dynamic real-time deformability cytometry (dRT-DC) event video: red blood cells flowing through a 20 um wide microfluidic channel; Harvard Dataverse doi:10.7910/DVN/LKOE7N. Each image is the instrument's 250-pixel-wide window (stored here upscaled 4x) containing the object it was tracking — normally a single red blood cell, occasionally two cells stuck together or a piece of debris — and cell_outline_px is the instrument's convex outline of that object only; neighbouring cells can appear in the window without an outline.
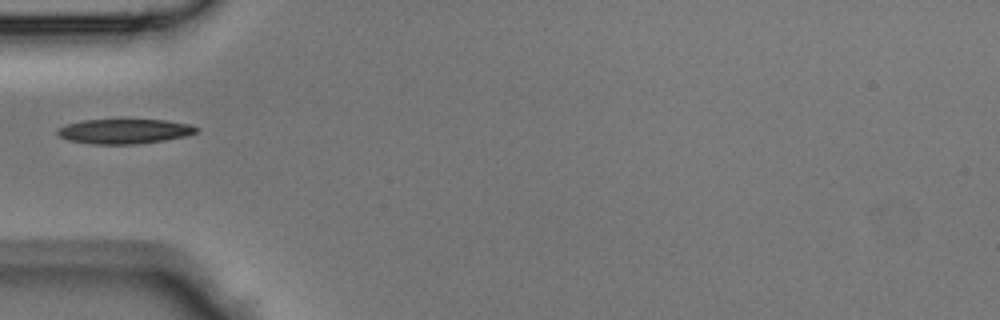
{"species": "Egyptian fruit bat (a non-hibernating species)", "species_latin": "Rousettus aegyptiacus", "temperature_condition": "room temperature", "stored_images_in_passage": 13, "camera_frame_rate_fps": 3000, "um_per_image_px": 0.085, "animal": {"sex": "male"}, "frame": {"image": 1, "passage_image": 1, "time_ms": 0.0, "image_size_px": [1000, 320], "cell_outline_px": [[200, 128], [196, 132], [184, 136], [164, 140], [136, 144], [92, 144], [68, 140], [60, 136], [56, 132], [60, 128], [68, 124], [84, 120], [120, 116], [168, 120], [192, 124]], "centroid_in_image_um": [10.61, 11.1], "position_along_channel_um": 74.4, "area_um2": 21.1}}
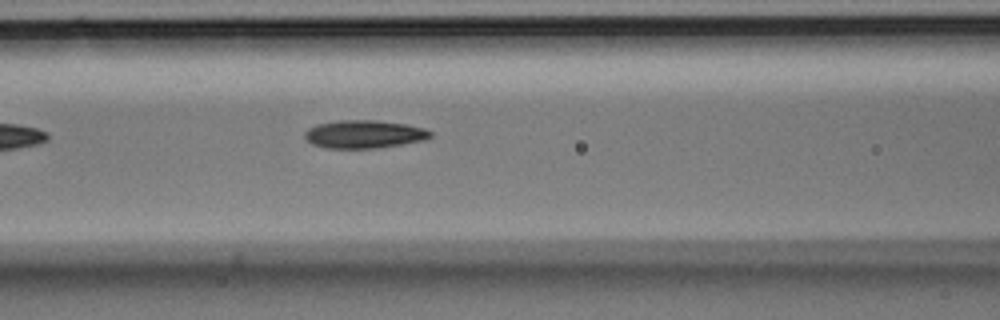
{"frame": {"image": 2, "passage_image": 5, "time_ms": 1.333, "image_size_px": [1000, 320], "cell_outline_px": [[432, 136], [424, 140], [376, 148], [328, 148], [312, 144], [304, 136], [304, 132], [308, 128], [316, 124], [340, 120], [376, 120], [404, 124], [424, 128], [432, 132]], "centroid_in_image_um": [30.93, 11.4], "position_along_channel_um": 135.7, "area_um2": 20.4}}
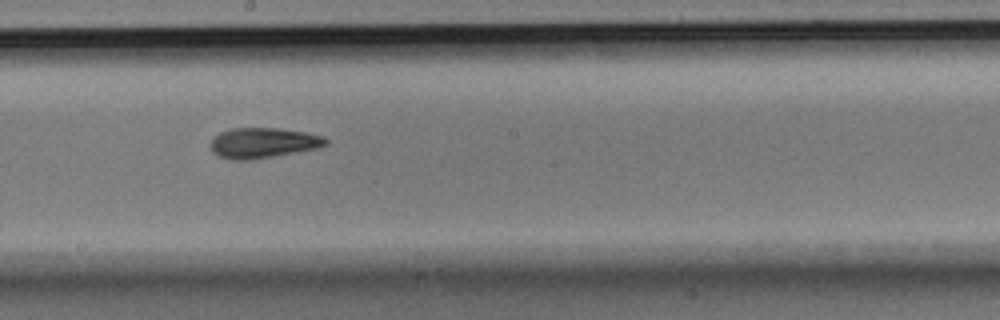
{"frame": {"image": 3, "passage_image": 11, "time_ms": 3.333, "image_size_px": [1000, 320], "cell_outline_px": [[328, 144], [320, 148], [252, 160], [232, 160], [220, 156], [212, 152], [208, 144], [220, 132], [232, 128], [280, 128], [304, 132], [324, 136], [328, 140]], "centroid_in_image_um": [22.38, 12.15], "position_along_channel_um": 225.8, "area_um2": 20.58}}